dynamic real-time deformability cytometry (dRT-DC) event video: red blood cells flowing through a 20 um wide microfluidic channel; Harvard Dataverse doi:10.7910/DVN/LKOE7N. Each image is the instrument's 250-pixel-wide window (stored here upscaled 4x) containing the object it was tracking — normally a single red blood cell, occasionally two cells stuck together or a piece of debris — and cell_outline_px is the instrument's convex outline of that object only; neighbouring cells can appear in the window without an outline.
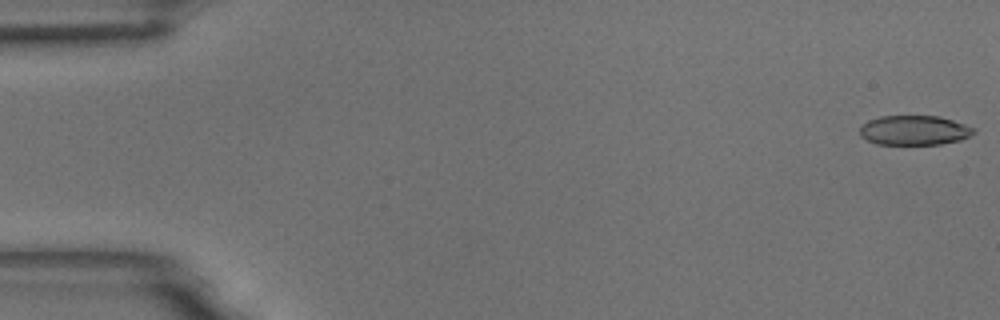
{"species": "common noctule bat (a hibernating species)", "species_latin": "Nyctalus noctula", "temperature_condition": "room temperature", "stored_images_in_passage": 6, "camera_frame_rate_fps": 3000, "um_per_image_px": 0.085, "animal": {"sex": "male", "body_mass_g": 18.8}, "frame": {"image": 1, "passage_image": 1, "time_ms": 0.0, "image_size_px": [1000, 320], "cell_outline_px": [[976, 132], [960, 140], [940, 144], [876, 144], [860, 136], [860, 124], [868, 120], [880, 116], [940, 116], [976, 128]], "centroid_in_image_um": [77.69, 11.07], "position_along_channel_um": 7.3, "area_um2": 19.71}}